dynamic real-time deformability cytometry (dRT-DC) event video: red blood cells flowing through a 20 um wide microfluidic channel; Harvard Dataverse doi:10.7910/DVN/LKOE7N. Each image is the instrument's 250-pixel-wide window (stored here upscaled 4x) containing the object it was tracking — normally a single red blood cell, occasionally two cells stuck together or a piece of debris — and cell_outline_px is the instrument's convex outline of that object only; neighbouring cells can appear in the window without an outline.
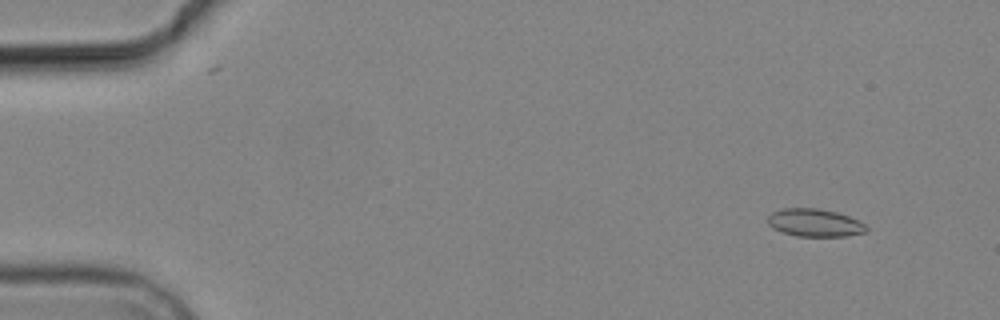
{"species": "common noctule bat (a hibernating species)", "species_latin": "Nyctalus noctula", "temperature_condition": "cold", "stored_images_in_passage": 9, "camera_frame_rate_fps": 3000, "um_per_image_px": 0.085, "animal": {"sex": "male", "body_mass_g": 19.2, "forearm_length_mm": 51.8}, "frame": {"image": 1, "passage_image": 2, "time_ms": 1.0, "image_size_px": [1000, 320], "cell_outline_px": [[868, 228], [864, 232], [844, 236], [796, 236], [772, 228], [768, 224], [768, 216], [772, 212], [784, 208], [816, 208], [836, 212], [848, 216], [864, 224]], "centroid_in_image_um": [69.21, 18.93], "position_along_channel_um": 15.8, "area_um2": 15.72}}
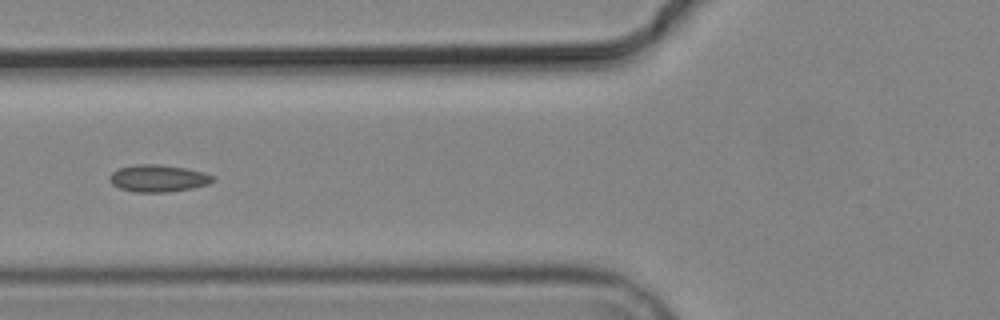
{"frame": {"image": 2, "passage_image": 6, "time_ms": 6.667, "image_size_px": [1000, 320], "cell_outline_px": [[216, 180], [208, 184], [192, 188], [168, 192], [132, 192], [120, 188], [112, 184], [108, 180], [108, 176], [116, 168], [136, 164], [160, 164], [188, 168], [204, 172], [216, 176]], "centroid_in_image_um": [13.44, 15.14], "position_along_channel_um": 112.4, "area_um2": 16.7}}
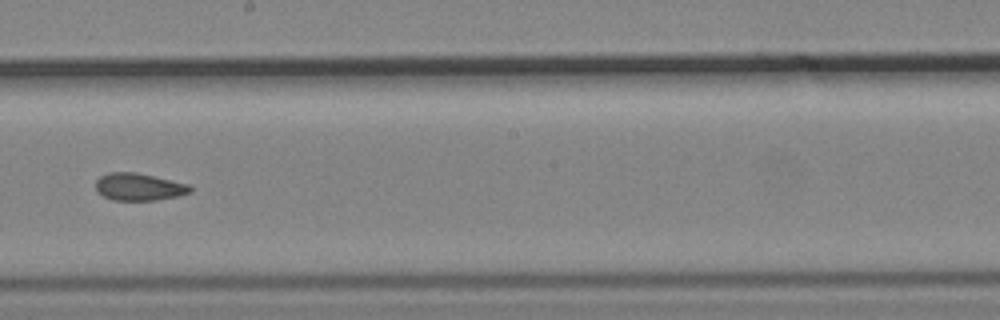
{"frame": {"image": 3, "passage_image": 9, "time_ms": 10.0, "image_size_px": [1000, 320], "cell_outline_px": [[192, 192], [180, 196], [156, 200], [112, 200], [96, 192], [96, 180], [100, 176], [108, 172], [136, 172], [188, 184], [192, 188]], "centroid_in_image_um": [11.8, 15.89], "position_along_channel_um": 236.4, "area_um2": 15.14}}